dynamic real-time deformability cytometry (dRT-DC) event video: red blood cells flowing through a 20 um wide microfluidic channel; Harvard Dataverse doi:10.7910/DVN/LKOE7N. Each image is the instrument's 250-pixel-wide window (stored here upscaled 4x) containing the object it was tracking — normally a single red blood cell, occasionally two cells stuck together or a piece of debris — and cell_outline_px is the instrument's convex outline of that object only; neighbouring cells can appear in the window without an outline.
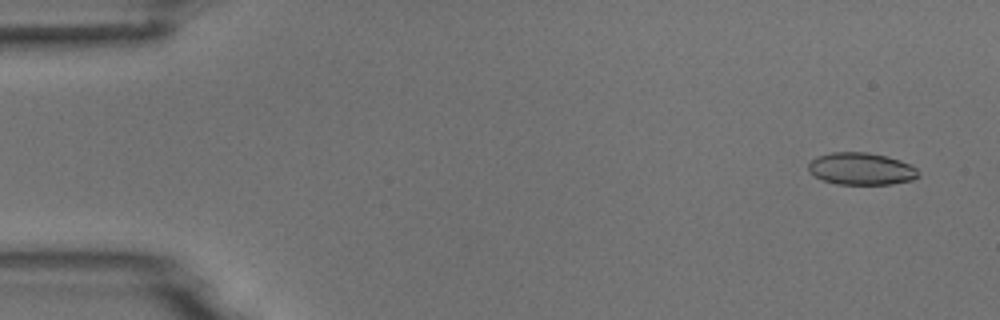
{"species": "common noctule bat (a hibernating species)", "species_latin": "Nyctalus noctula", "temperature_condition": "room temperature", "stored_images_in_passage": 5, "camera_frame_rate_fps": 3000, "um_per_image_px": 0.085, "animal": {"sex": "male", "body_mass_g": 18.8}, "frame": {"image": 1, "passage_image": 1, "time_ms": 0.0, "image_size_px": [1000, 320], "cell_outline_px": [[920, 176], [912, 180], [892, 184], [836, 184], [824, 180], [816, 176], [808, 168], [808, 164], [816, 156], [832, 152], [864, 152], [884, 156], [900, 160], [916, 168]], "centroid_in_image_um": [73.21, 14.35], "position_along_channel_um": 11.8, "area_um2": 20.4}}
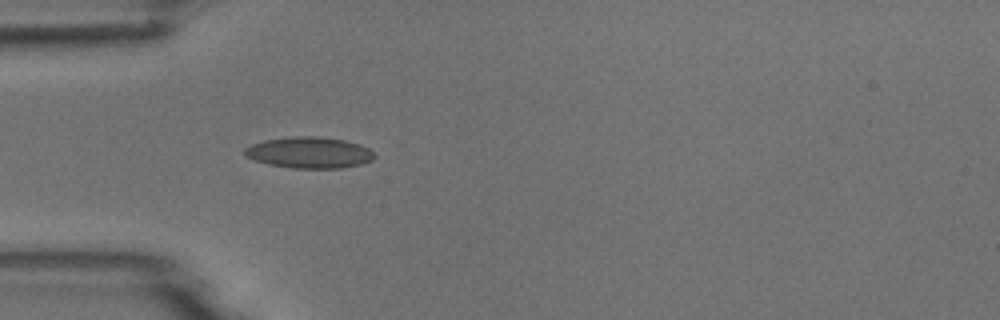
{"frame": {"image": 2, "passage_image": 5, "time_ms": 4.333, "image_size_px": [1000, 320], "cell_outline_px": [[376, 156], [372, 160], [360, 164], [340, 168], [292, 168], [268, 164], [256, 160], [248, 156], [244, 152], [244, 148], [252, 144], [264, 140], [292, 136], [320, 136], [344, 140], [360, 144], [368, 148]], "centroid_in_image_um": [26.3, 12.96], "position_along_channel_um": 58.7, "area_um2": 23.52}}